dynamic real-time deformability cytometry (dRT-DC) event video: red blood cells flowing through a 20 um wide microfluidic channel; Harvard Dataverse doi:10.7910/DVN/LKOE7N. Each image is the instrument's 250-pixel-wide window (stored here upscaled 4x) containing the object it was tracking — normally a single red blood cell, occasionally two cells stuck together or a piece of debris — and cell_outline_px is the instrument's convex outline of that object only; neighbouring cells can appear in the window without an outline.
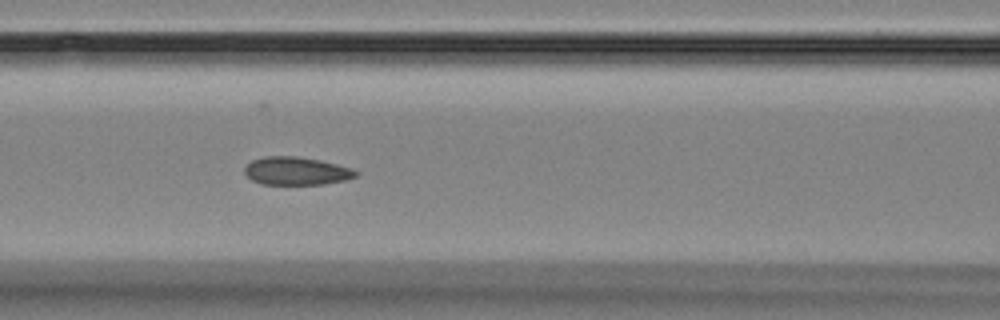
{"species": "Egyptian fruit bat (a non-hibernating species)", "species_latin": "Rousettus aegyptiacus", "temperature_condition": "room temperature", "stored_images_in_passage": 17, "camera_frame_rate_fps": 3000, "um_per_image_px": 0.085, "animal": {"sex": "female"}, "frame": {"image": 1, "passage_image": 7, "time_ms": 7.333, "image_size_px": [1000, 320], "cell_outline_px": [[360, 172], [356, 176], [344, 180], [324, 184], [260, 184], [252, 180], [244, 172], [244, 168], [252, 160], [264, 156], [296, 156], [320, 160], [352, 168]], "centroid_in_image_um": [25.19, 14.53], "position_along_channel_um": 141.4, "area_um2": 18.15}}
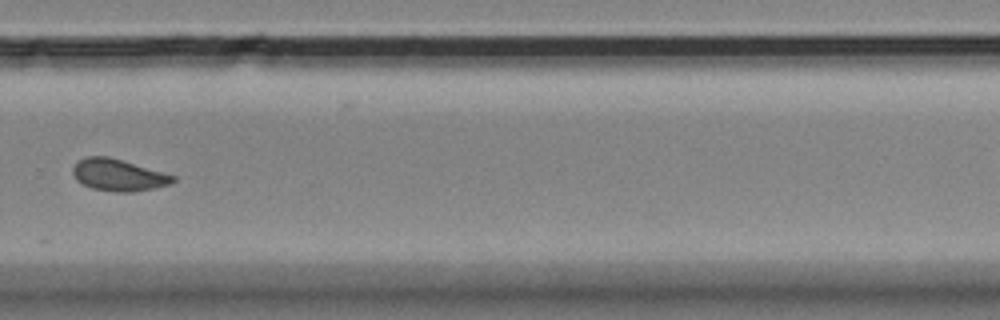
{"frame": {"image": 2, "passage_image": 11, "time_ms": 12.333, "image_size_px": [1000, 320], "cell_outline_px": [[176, 180], [172, 184], [132, 192], [112, 192], [92, 188], [76, 180], [72, 172], [72, 168], [76, 160], [88, 156], [108, 156], [176, 176]], "centroid_in_image_um": [10.03, 14.87], "position_along_channel_um": 319.8, "area_um2": 18.61}}
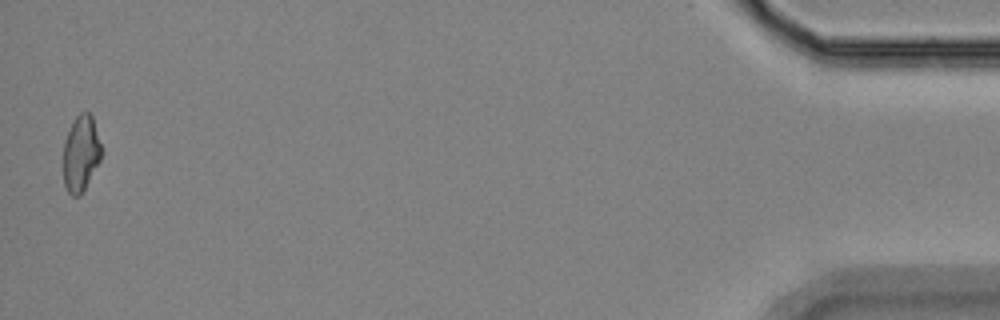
{"frame": {"image": 3, "passage_image": 17, "time_ms": 20.0, "image_size_px": [1000, 320], "cell_outline_px": [[104, 152], [100, 160], [80, 196], [72, 196], [68, 192], [64, 184], [64, 140], [76, 116], [80, 112], [88, 112], [92, 116]], "centroid_in_image_um": [6.9, 13.04], "position_along_channel_um": 428.3, "area_um2": 16.82}, "authors_computed_cell_mechanics": {"area_um2": 18.5538, "velocity_mm_per_s": 3.5859, "shape_relaxation_time_tau1_ms": 6.0871, "shape_relaxation_time_tau2_ms": 0.8075, "deformation_change_tau1": 0.1102, "deformation_change_tau2": 0.0386}}